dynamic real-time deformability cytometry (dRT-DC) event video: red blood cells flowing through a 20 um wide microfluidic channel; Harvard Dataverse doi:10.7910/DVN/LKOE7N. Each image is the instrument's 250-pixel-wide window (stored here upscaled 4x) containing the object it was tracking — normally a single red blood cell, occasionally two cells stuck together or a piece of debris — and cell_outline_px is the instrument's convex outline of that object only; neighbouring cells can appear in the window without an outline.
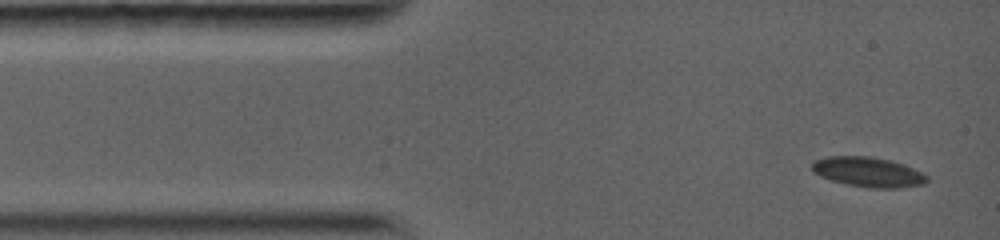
{"species": "common noctule bat (a hibernating species)", "species_latin": "Nyctalus noctula", "temperature_condition": "warm", "stored_images_in_passage": 9, "camera_frame_rate_fps": 5000, "um_per_image_px": 0.085, "animal": {"sex": "female", "body_mass_g": 19.0, "forearm_length_mm": 56.7}, "frame": {"image": 1, "passage_image": 1, "time_ms": 0.0, "image_size_px": [1000, 240], "cell_outline_px": [[928, 180], [924, 184], [900, 188], [872, 188], [848, 184], [832, 180], [820, 176], [812, 168], [812, 164], [816, 160], [828, 156], [868, 156], [888, 160], [904, 164], [928, 176]], "centroid_in_image_um": [73.82, 14.62], "position_along_channel_um": 11.2, "area_um2": 19.71}}
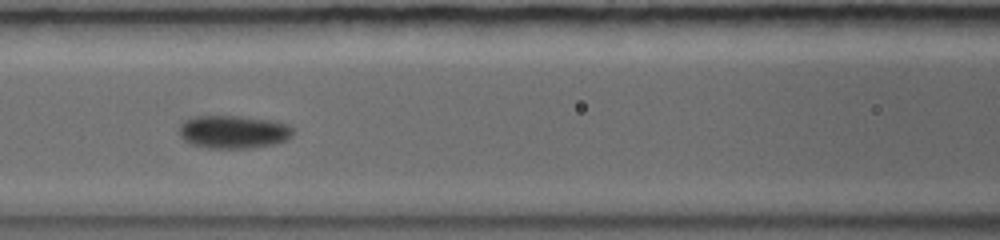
{"frame": {"image": 2, "passage_image": 7, "time_ms": 5.2, "image_size_px": [1000, 240], "cell_outline_px": [[292, 136], [284, 140], [272, 144], [252, 148], [208, 148], [188, 144], [180, 136], [180, 124], [184, 120], [196, 116], [240, 116], [276, 120], [288, 124], [292, 128]], "centroid_in_image_um": [19.82, 11.2], "position_along_channel_um": 146.8, "area_um2": 22.08}}
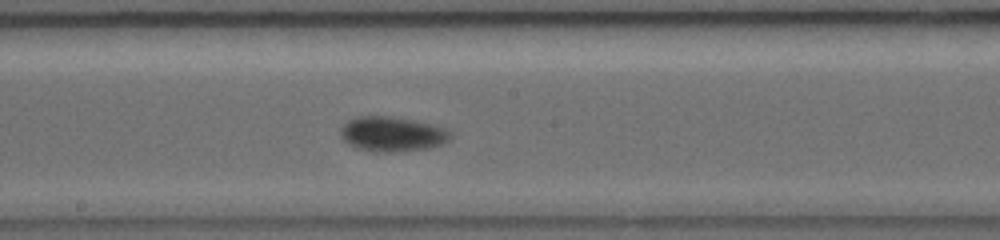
{"frame": {"image": 3, "passage_image": 9, "time_ms": 7.0, "image_size_px": [1000, 240], "cell_outline_px": [[452, 136], [448, 140], [440, 144], [428, 148], [388, 152], [376, 152], [356, 148], [348, 144], [340, 136], [340, 128], [348, 120], [360, 116], [392, 116], [432, 124], [448, 128], [452, 132]], "centroid_in_image_um": [33.33, 11.39], "position_along_channel_um": 214.9, "area_um2": 22.37}}